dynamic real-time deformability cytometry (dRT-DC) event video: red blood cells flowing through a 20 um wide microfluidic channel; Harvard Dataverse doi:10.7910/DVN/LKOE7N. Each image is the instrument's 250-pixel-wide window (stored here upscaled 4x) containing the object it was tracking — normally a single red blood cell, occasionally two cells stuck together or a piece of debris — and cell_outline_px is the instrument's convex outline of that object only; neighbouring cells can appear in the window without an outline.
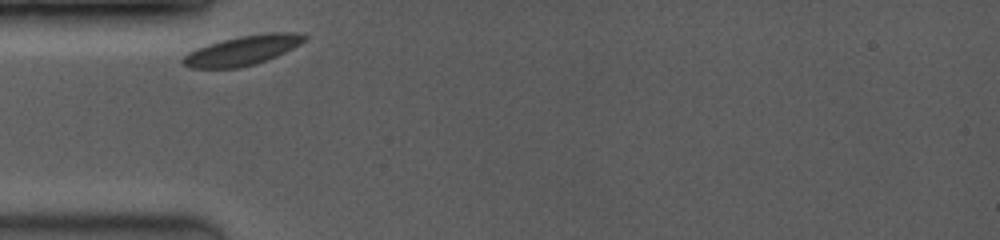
{"species": "common noctule bat (a hibernating species)", "species_latin": "Nyctalus noctula", "temperature_condition": "room temperature", "stored_images_in_passage": 18, "camera_frame_rate_fps": 3500, "um_per_image_px": 0.085, "animal": {"sex": "female", "body_mass_g": 19.0, "forearm_length_mm": 53.3}, "frame": {"image": 1, "passage_image": 1, "time_ms": 0.0, "image_size_px": [1000, 240], "cell_outline_px": [[308, 36], [300, 44], [276, 56], [256, 64], [240, 68], [188, 68], [180, 60], [188, 52], [196, 48], [208, 44], [240, 36], [268, 32], [304, 32]], "centroid_in_image_um": [20.63, 4.28], "position_along_channel_um": 64.4, "area_um2": 20.98}}
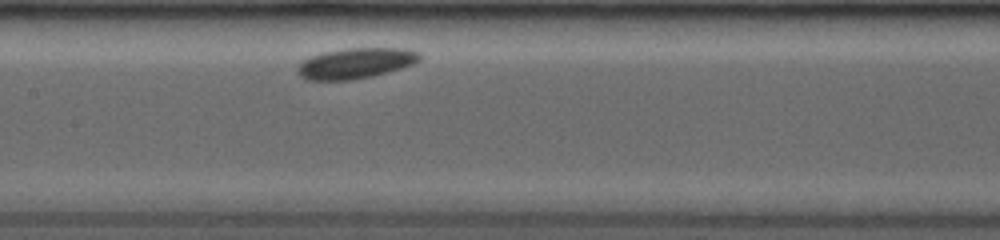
{"frame": {"image": 2, "passage_image": 8, "time_ms": 3.143, "image_size_px": [1000, 240], "cell_outline_px": [[420, 60], [412, 64], [388, 72], [372, 76], [352, 80], [304, 80], [296, 72], [296, 68], [304, 60], [312, 56], [324, 52], [344, 48], [404, 48], [420, 52]], "centroid_in_image_um": [30.21, 5.38], "position_along_channel_um": 177.2, "area_um2": 21.79}}
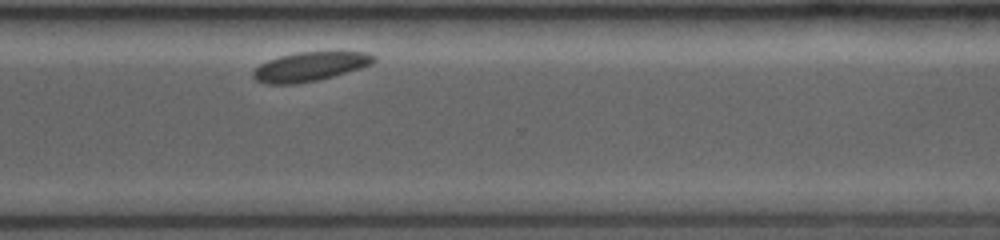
{"frame": {"image": 3, "passage_image": 18, "time_ms": 7.714, "image_size_px": [1000, 240], "cell_outline_px": [[376, 60], [372, 64], [360, 68], [332, 76], [316, 80], [296, 84], [268, 84], [256, 80], [252, 76], [252, 72], [260, 64], [268, 60], [280, 56], [296, 52], [368, 52], [376, 56]], "centroid_in_image_um": [26.34, 5.65], "position_along_channel_um": 344.3, "area_um2": 20.35}}